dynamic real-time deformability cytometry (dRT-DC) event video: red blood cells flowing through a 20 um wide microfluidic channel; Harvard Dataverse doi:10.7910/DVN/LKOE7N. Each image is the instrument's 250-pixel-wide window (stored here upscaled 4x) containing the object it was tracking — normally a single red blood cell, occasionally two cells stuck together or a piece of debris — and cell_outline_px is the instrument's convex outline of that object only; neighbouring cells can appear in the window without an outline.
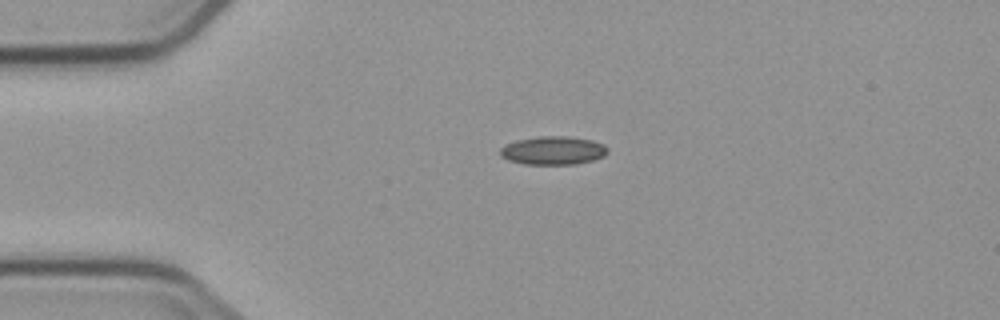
{"species": "common noctule bat (a hibernating species)", "species_latin": "Nyctalus noctula", "temperature_condition": "cold", "stored_images_in_passage": 2, "camera_frame_rate_fps": 3000, "um_per_image_px": 0.085, "animal": {"sex": "male", "body_mass_g": 23.1, "forearm_length_mm": 52.7}, "frame": {"image": 1, "passage_image": 1, "time_ms": 0.0, "image_size_px": [1000, 320], "cell_outline_px": [[608, 152], [604, 156], [592, 160], [576, 164], [524, 164], [508, 160], [500, 156], [500, 148], [504, 144], [516, 140], [540, 136], [568, 136], [592, 140], [604, 144], [608, 148]], "centroid_in_image_um": [47.0, 12.79], "position_along_channel_um": 38.0, "area_um2": 17.92}}